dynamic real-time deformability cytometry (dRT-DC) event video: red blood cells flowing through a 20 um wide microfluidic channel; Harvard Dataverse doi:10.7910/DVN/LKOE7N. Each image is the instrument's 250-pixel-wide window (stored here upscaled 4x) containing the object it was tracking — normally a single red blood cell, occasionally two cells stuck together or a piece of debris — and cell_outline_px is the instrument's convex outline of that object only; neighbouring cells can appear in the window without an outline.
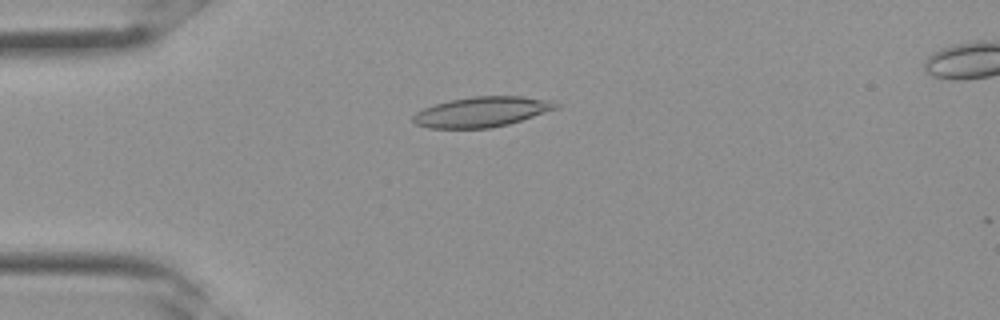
{"species": "Egyptian fruit bat (a non-hibernating species)", "species_latin": "Rousettus aegyptiacus", "temperature_condition": "room temperature", "stored_images_in_passage": 10, "camera_frame_rate_fps": 3000, "um_per_image_px": 0.085, "frame": {"image": 1, "passage_image": 9, "time_ms": 2.667, "image_size_px": [1000, 320], "cell_outline_px": [[560, 108], [508, 124], [488, 128], [428, 128], [416, 124], [412, 120], [412, 116], [416, 112], [424, 108], [448, 100], [472, 96], [520, 96], [552, 100], [560, 104]], "centroid_in_image_um": [40.97, 9.5], "position_along_channel_um": 44.0, "area_um2": 25.2}}